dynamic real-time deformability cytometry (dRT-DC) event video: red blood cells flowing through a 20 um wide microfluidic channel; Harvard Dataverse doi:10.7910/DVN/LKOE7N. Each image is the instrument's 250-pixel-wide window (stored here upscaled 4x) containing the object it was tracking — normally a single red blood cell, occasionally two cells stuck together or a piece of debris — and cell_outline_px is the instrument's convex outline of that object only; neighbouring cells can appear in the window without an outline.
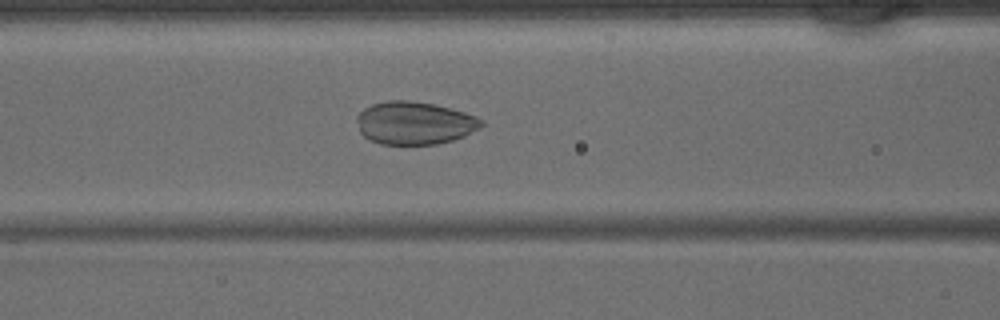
{"species": "common noctule bat (a hibernating species)", "species_latin": "Nyctalus noctula", "temperature_condition": "warm", "stored_images_in_passage": 23, "camera_frame_rate_fps": 3000, "um_per_image_px": 0.085, "animal": {"sex": "male", "body_mass_g": 15.6}, "frame": {"image": 1, "passage_image": 9, "time_ms": 2.667, "image_size_px": [1000, 320], "cell_outline_px": [[484, 124], [480, 128], [464, 136], [452, 140], [436, 144], [380, 144], [368, 140], [360, 132], [356, 120], [356, 116], [364, 108], [372, 104], [388, 100], [408, 100], [432, 104], [464, 112], [476, 116], [484, 120]], "centroid_in_image_um": [35.22, 10.46], "position_along_channel_um": 131.4, "area_um2": 31.15}}
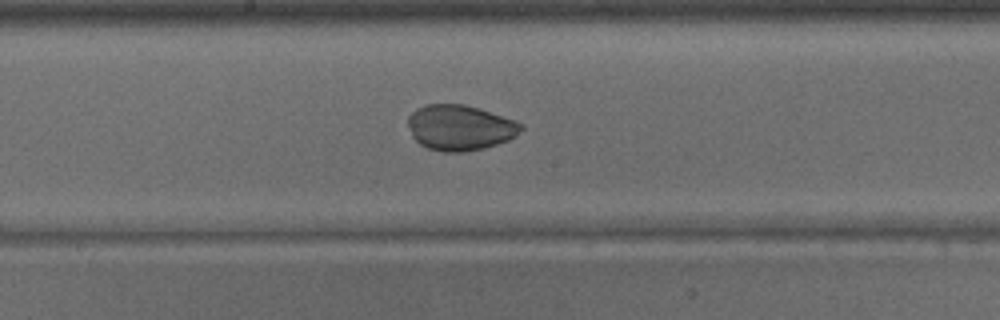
{"frame": {"image": 2, "passage_image": 14, "time_ms": 4.333, "image_size_px": [1000, 320], "cell_outline_px": [[524, 128], [508, 140], [484, 148], [464, 152], [444, 152], [428, 148], [420, 144], [412, 136], [408, 124], [408, 116], [416, 108], [424, 104], [464, 104], [480, 108], [516, 120], [524, 124]], "centroid_in_image_um": [39.1, 10.83], "position_along_channel_um": 209.1, "area_um2": 30.11}}
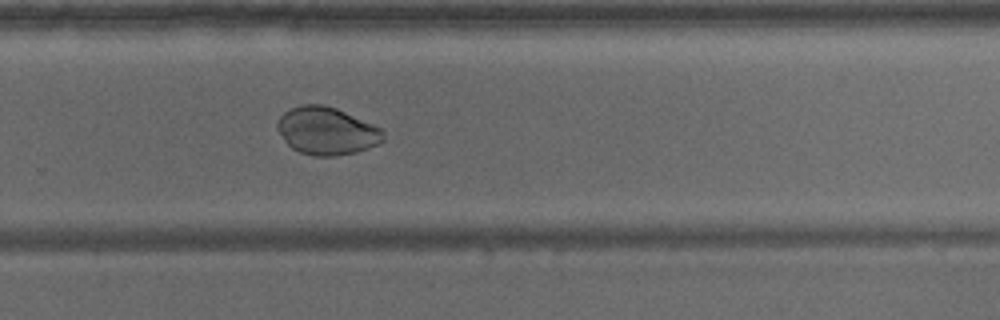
{"frame": {"image": 3, "passage_image": 20, "time_ms": 6.333, "image_size_px": [1000, 320], "cell_outline_px": [[384, 140], [380, 144], [356, 152], [336, 156], [312, 156], [300, 152], [292, 148], [284, 140], [276, 128], [276, 124], [280, 116], [284, 112], [300, 104], [324, 104], [336, 108], [372, 124], [380, 128], [384, 132]], "centroid_in_image_um": [27.76, 11.13], "position_along_channel_um": 302.0, "area_um2": 29.48}}